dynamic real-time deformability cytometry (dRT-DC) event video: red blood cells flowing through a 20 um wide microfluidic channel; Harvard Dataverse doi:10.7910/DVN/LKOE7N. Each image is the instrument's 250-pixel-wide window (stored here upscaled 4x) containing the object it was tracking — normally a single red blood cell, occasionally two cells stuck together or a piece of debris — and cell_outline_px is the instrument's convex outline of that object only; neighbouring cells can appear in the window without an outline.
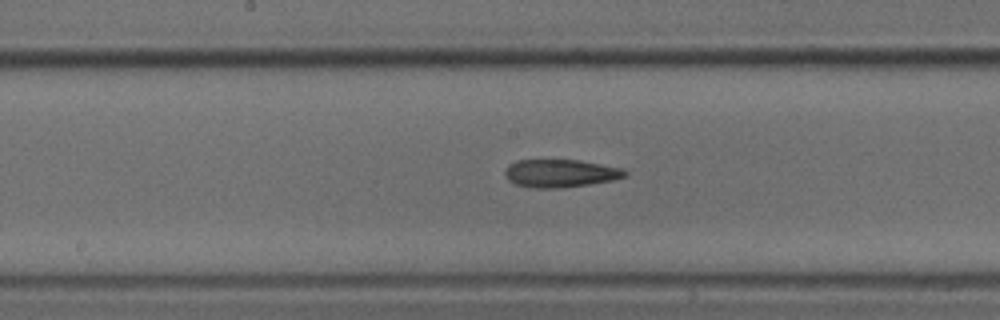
{"species": "common noctule bat (a hibernating species)", "species_latin": "Nyctalus noctula", "temperature_condition": "cold", "stored_images_in_passage": 8, "camera_frame_rate_fps": 3000, "um_per_image_px": 0.085, "animal": {"sex": "male", "body_mass_g": 18.8}, "frame": {"image": 1, "passage_image": 8, "time_ms": 2.333, "image_size_px": [1000, 320], "cell_outline_px": [[628, 176], [612, 180], [588, 184], [560, 188], [532, 188], [516, 184], [508, 180], [504, 176], [504, 172], [508, 164], [516, 160], [580, 160], [620, 168], [628, 172]], "centroid_in_image_um": [47.59, 14.73], "position_along_channel_um": 200.6, "area_um2": 19.54}}